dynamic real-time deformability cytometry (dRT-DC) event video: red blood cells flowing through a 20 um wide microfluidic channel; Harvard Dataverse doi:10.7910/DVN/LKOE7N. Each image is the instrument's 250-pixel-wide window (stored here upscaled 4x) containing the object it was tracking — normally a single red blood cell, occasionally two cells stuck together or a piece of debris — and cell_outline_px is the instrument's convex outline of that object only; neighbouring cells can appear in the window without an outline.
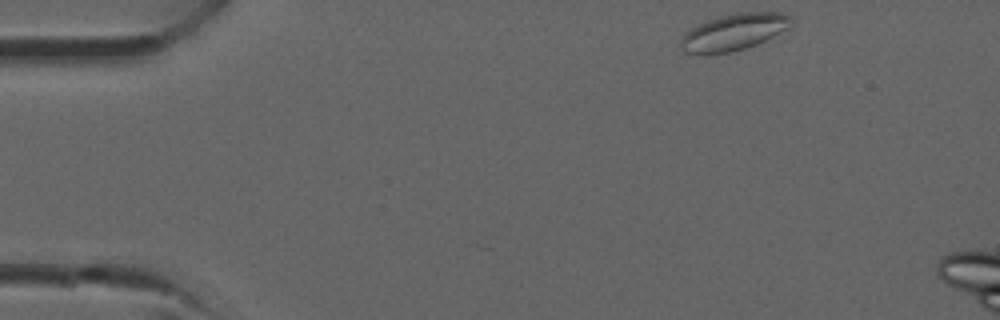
{"species": "common noctule bat (a hibernating species)", "species_latin": "Nyctalus noctula", "temperature_condition": "room temperature", "stored_images_in_passage": 27, "camera_frame_rate_fps": 3000, "um_per_image_px": 0.085, "animal": {"sex": "male", "forearm_length_mm": 52.5}, "frame": {"image": 1, "passage_image": 1, "time_ms": 0.0, "image_size_px": [1000, 320], "cell_outline_px": [[792, 24], [788, 28], [756, 44], [744, 48], [728, 52], [700, 56], [684, 52], [680, 48], [680, 40], [684, 32], [708, 20], [720, 16], [736, 12], [780, 12], [792, 16]], "centroid_in_image_um": [62.33, 2.74], "position_along_channel_um": 22.7, "area_um2": 23.7}}
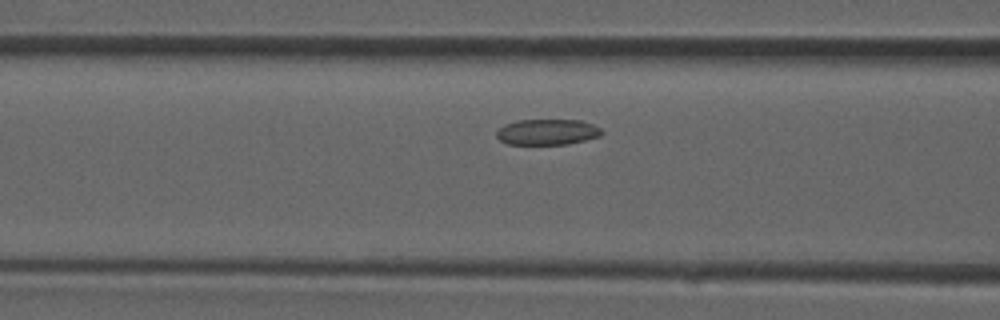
{"frame": {"image": 2, "passage_image": 11, "time_ms": 3.333, "image_size_px": [1000, 320], "cell_outline_px": [[604, 132], [600, 136], [568, 144], [508, 144], [500, 140], [496, 136], [496, 132], [504, 124], [520, 120], [580, 120], [592, 124], [600, 128]], "centroid_in_image_um": [46.52, 11.22], "position_along_channel_um": 120.1, "area_um2": 15.72}}
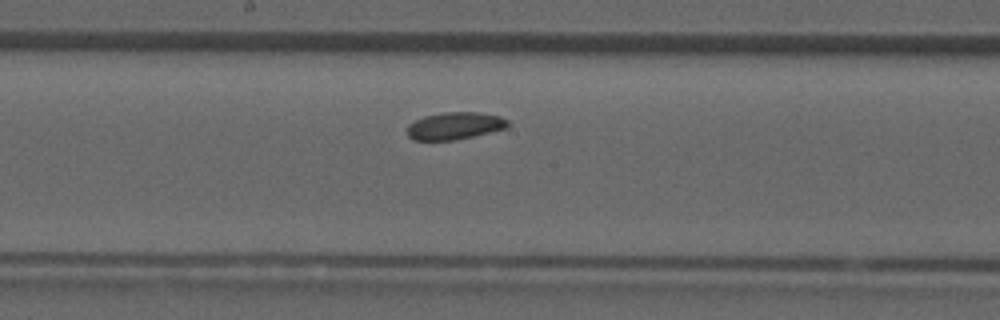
{"frame": {"image": 3, "passage_image": 16, "time_ms": 5.0, "image_size_px": [1000, 320], "cell_outline_px": [[512, 124], [508, 128], [456, 140], [412, 140], [408, 136], [408, 124], [424, 116], [444, 112], [476, 112], [500, 116], [508, 120]], "centroid_in_image_um": [38.69, 10.7], "position_along_channel_um": 209.5, "area_um2": 16.13}}